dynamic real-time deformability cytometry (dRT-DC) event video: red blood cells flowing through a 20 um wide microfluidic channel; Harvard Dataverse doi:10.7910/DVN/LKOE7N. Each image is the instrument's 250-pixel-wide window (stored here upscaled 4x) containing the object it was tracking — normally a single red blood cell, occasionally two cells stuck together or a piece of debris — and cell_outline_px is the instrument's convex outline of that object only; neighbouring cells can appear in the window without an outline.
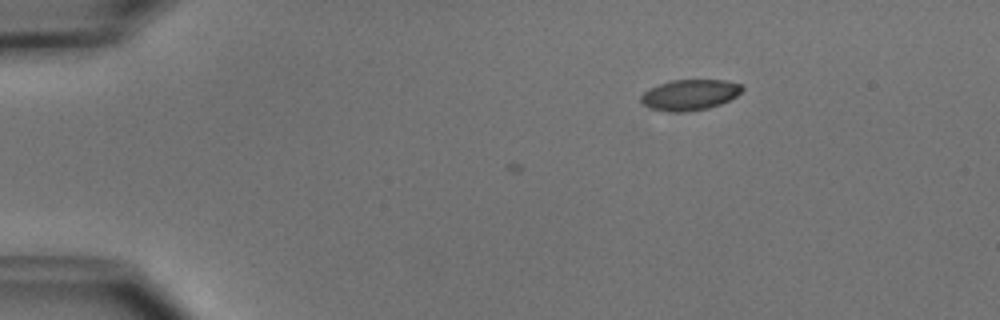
{"species": "common noctule bat (a hibernating species)", "species_latin": "Nyctalus noctula", "temperature_condition": "cold", "stored_images_in_passage": 4, "camera_frame_rate_fps": 3000, "um_per_image_px": 0.085, "animal": {"sex": "male", "body_mass_g": 15.6}, "frame": {"image": 1, "passage_image": 4, "time_ms": 3.333, "image_size_px": [1000, 320], "cell_outline_px": [[744, 88], [736, 96], [720, 104], [708, 108], [684, 112], [668, 112], [652, 108], [644, 104], [640, 100], [640, 96], [644, 92], [660, 84], [672, 80], [724, 80], [740, 84]], "centroid_in_image_um": [58.64, 8.06], "position_along_channel_um": 26.4, "area_um2": 17.86}}